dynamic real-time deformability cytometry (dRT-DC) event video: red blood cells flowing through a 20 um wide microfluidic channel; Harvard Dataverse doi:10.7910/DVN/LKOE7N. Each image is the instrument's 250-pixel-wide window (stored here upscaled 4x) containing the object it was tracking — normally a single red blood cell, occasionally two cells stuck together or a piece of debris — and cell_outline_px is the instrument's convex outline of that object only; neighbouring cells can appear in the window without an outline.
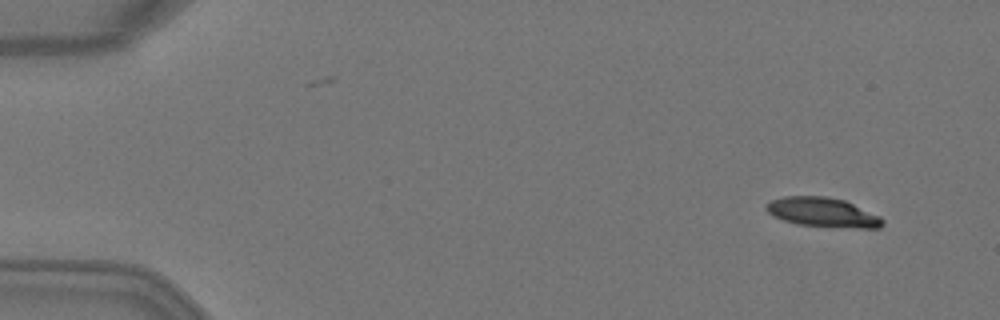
{"species": "Egyptian fruit bat (a non-hibernating species)", "species_latin": "Rousettus aegyptiacus", "temperature_condition": "warm", "stored_images_in_passage": 4, "camera_frame_rate_fps": 3000, "um_per_image_px": 0.085, "animal": {"sex": "female"}, "frame": {"image": 1, "passage_image": 2, "time_ms": 0.333, "image_size_px": [1000, 320], "cell_outline_px": [[884, 224], [880, 228], [856, 228], [796, 224], [772, 216], [764, 208], [772, 200], [784, 196], [824, 196], [844, 200], [880, 216], [884, 220]], "centroid_in_image_um": [69.94, 18.05], "position_along_channel_um": 15.1, "area_um2": 19.83}}